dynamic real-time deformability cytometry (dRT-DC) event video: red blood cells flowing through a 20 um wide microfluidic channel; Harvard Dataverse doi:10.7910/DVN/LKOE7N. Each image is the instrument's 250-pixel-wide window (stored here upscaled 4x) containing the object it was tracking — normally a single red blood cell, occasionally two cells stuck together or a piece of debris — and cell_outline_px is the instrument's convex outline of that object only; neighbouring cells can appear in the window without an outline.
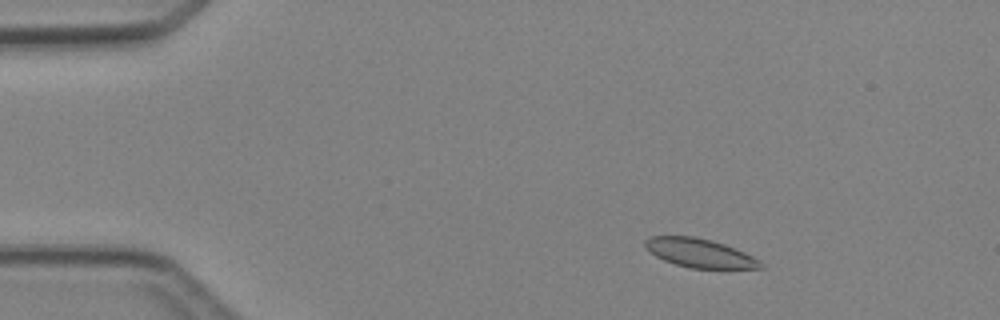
{"species": "Egyptian fruit bat (a non-hibernating species)", "species_latin": "Rousettus aegyptiacus", "temperature_condition": "cold", "stored_images_in_passage": 3, "camera_frame_rate_fps": 3000, "um_per_image_px": 0.085, "animal": {"sex": "female"}, "frame": {"image": 1, "passage_image": 2, "time_ms": 1.333, "image_size_px": [1000, 320], "cell_outline_px": [[764, 268], [692, 268], [676, 264], [664, 260], [656, 256], [644, 244], [644, 240], [648, 236], [696, 236], [712, 240], [724, 244], [744, 252], [760, 260], [764, 264]], "centroid_in_image_um": [59.48, 21.49], "position_along_channel_um": 25.5, "area_um2": 19.25}}